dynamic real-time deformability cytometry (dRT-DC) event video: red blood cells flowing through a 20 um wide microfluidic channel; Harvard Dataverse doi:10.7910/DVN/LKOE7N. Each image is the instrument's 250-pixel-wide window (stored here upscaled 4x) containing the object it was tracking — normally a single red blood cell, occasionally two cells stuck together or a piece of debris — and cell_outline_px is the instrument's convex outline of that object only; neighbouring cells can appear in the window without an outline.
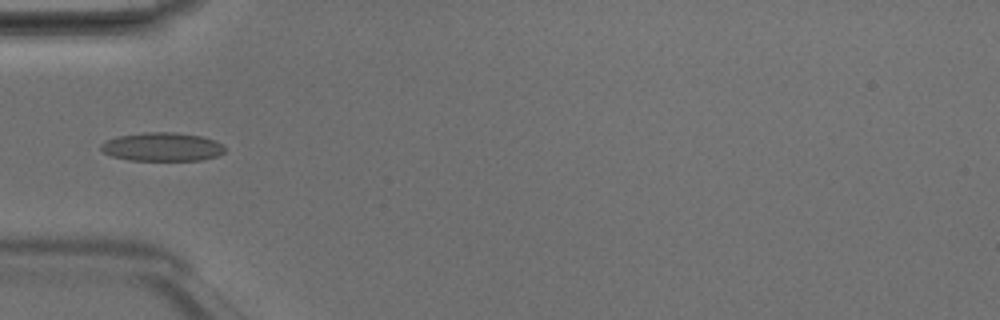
{"species": "Egyptian fruit bat (a non-hibernating species)", "species_latin": "Rousettus aegyptiacus", "temperature_condition": "room temperature", "stored_images_in_passage": 33, "camera_frame_rate_fps": 3000, "um_per_image_px": 0.085, "animal": {"sex": "male"}, "frame": {"image": 1, "passage_image": 1, "time_ms": 0.0, "image_size_px": [1000, 320], "cell_outline_px": [[224, 152], [216, 156], [200, 160], [128, 160], [112, 156], [104, 152], [100, 148], [100, 144], [108, 140], [120, 136], [148, 132], [176, 132], [200, 136], [216, 140], [224, 148]], "centroid_in_image_um": [13.79, 12.48], "position_along_channel_um": 71.2, "area_um2": 20.4}}
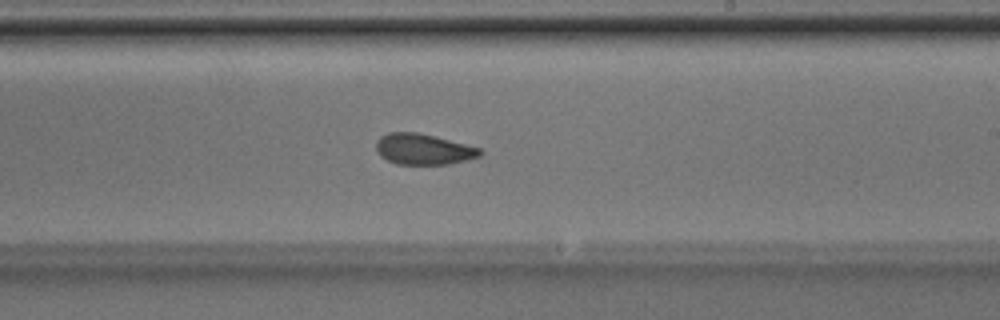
{"frame": {"image": 2, "passage_image": 14, "time_ms": 4.333, "image_size_px": [1000, 320], "cell_outline_px": [[484, 152], [480, 156], [448, 164], [396, 164], [380, 156], [376, 152], [376, 140], [380, 136], [388, 132], [416, 132], [480, 148]], "centroid_in_image_um": [35.93, 12.68], "position_along_channel_um": 253.1, "area_um2": 18.5}}
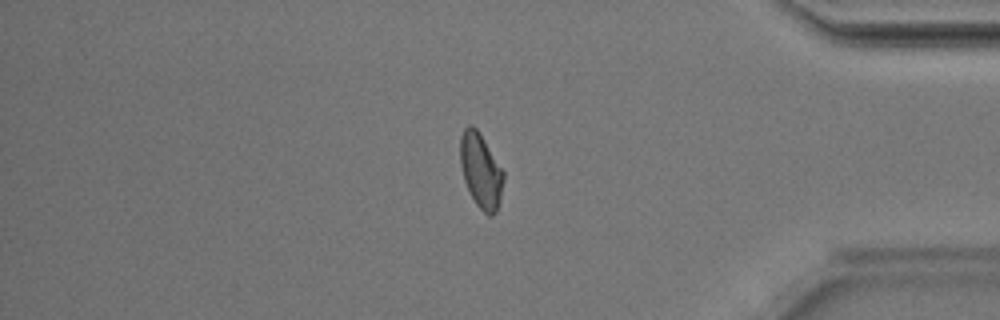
{"frame": {"image": 3, "passage_image": 26, "time_ms": 8.333, "image_size_px": [1000, 320], "cell_outline_px": [[504, 180], [500, 200], [496, 212], [492, 216], [488, 216], [476, 204], [464, 180], [460, 164], [460, 136], [464, 128], [468, 124], [472, 124], [476, 128], [484, 140], [504, 172]], "centroid_in_image_um": [40.86, 14.5], "position_along_channel_um": 394.3, "area_um2": 18.73}, "authors_computed_cell_mechanics": {"area_um2": 18.7272, "velocity_mm_per_s": 4.1917, "shape_relaxation_time_tau1_ms": 6.8051, "shape_relaxation_time_tau2_ms": 1.7598, "deformation_change_tau1": 0.1434, "deformation_change_tau2": 0.0644}}